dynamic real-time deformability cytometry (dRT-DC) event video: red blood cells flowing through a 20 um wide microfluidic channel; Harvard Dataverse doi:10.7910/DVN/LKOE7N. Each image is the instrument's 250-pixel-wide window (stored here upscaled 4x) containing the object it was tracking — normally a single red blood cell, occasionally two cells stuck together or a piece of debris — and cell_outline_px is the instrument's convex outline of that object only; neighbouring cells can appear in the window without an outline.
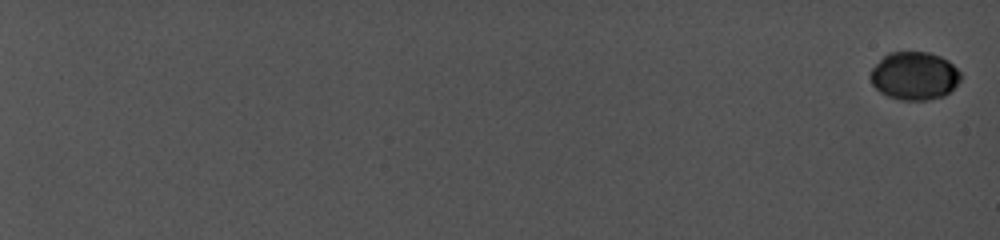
{"species": "common noctule bat (a hibernating species)", "species_latin": "Nyctalus noctula", "temperature_condition": "cold", "stored_images_in_passage": 21, "camera_frame_rate_fps": 5000, "um_per_image_px": 0.085, "animal": {"sex": "female", "body_mass_g": 19.0, "forearm_length_mm": 56.7}, "frame": {"image": 1, "passage_image": 1, "time_ms": 0.0, "image_size_px": [1000, 240], "cell_outline_px": [[960, 80], [944, 96], [928, 100], [900, 100], [888, 96], [880, 92], [872, 84], [872, 68], [888, 52], [928, 52], [940, 56], [948, 60], [960, 72]], "centroid_in_image_um": [77.73, 6.45], "position_along_channel_um": 7.3, "area_um2": 25.03}}
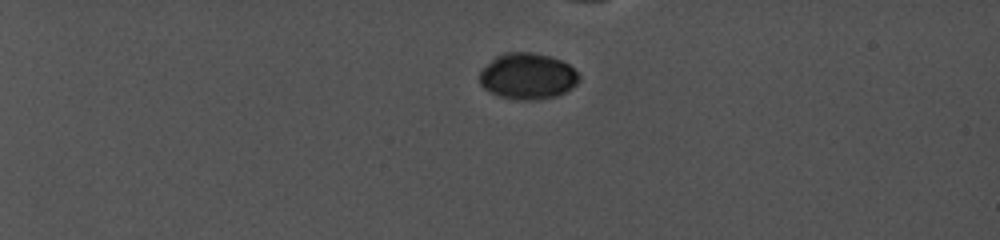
{"frame": {"image": 2, "passage_image": 7, "time_ms": 6.2, "image_size_px": [1000, 240], "cell_outline_px": [[580, 80], [572, 88], [556, 96], [536, 100], [516, 100], [500, 96], [484, 88], [480, 84], [480, 72], [496, 56], [504, 52], [532, 52], [548, 56], [560, 60], [568, 64], [580, 76]], "centroid_in_image_um": [44.86, 6.48], "position_along_channel_um": 40.1, "area_um2": 26.59}}